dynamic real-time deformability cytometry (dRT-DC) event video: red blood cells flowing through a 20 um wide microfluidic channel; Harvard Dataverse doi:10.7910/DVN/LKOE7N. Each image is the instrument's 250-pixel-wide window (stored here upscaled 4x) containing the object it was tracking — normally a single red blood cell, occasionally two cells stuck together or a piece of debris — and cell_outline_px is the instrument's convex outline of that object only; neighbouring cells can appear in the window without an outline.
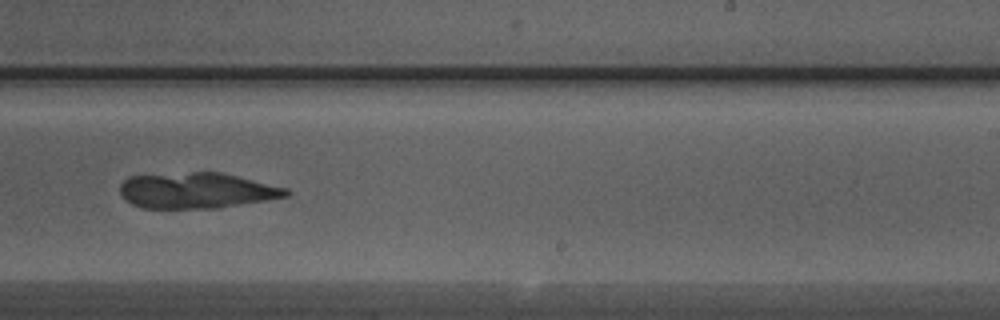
{"species": "Egyptian fruit bat (a non-hibernating species)", "species_latin": "Rousettus aegyptiacus", "temperature_condition": "warm", "stored_images_in_passage": 35, "camera_frame_rate_fps": 3000, "um_per_image_px": 0.085, "animal": {"sex": "male"}, "frame": {"image": 1, "passage_image": 18, "time_ms": 5.667, "image_size_px": [1000, 320], "cell_outline_px": [[292, 192], [288, 196], [268, 200], [220, 208], [144, 208], [132, 204], [124, 200], [120, 196], [120, 184], [128, 176], [192, 172], [220, 172], [288, 188]], "centroid_in_image_um": [16.72, 16.2], "position_along_channel_um": 272.3, "area_um2": 34.85}}
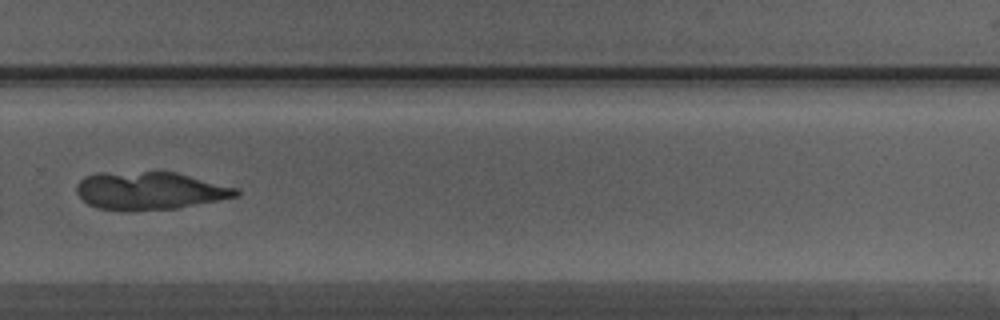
{"frame": {"image": 2, "passage_image": 21, "time_ms": 6.667, "image_size_px": [1000, 320], "cell_outline_px": [[240, 196], [176, 208], [128, 212], [124, 212], [96, 208], [88, 204], [76, 192], [76, 184], [84, 176], [96, 172], [176, 172], [240, 188]], "centroid_in_image_um": [12.72, 16.22], "position_along_channel_um": 317.1, "area_um2": 35.78}}
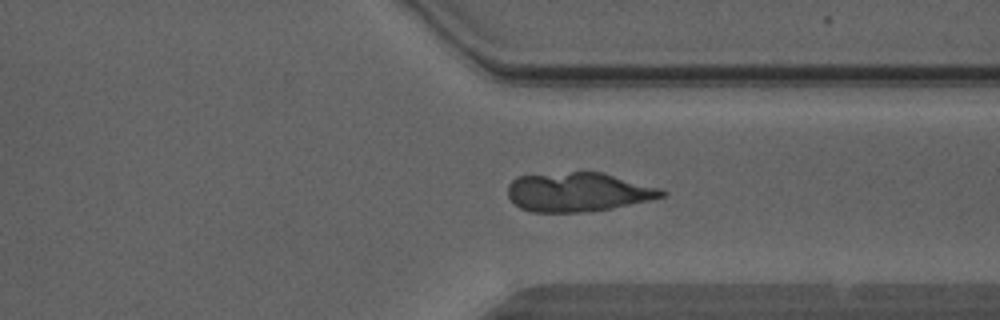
{"frame": {"image": 3, "passage_image": 24, "time_ms": 7.667, "image_size_px": [1000, 320], "cell_outline_px": [[668, 192], [664, 196], [648, 200], [608, 208], [580, 212], [532, 212], [520, 208], [508, 196], [508, 184], [516, 176], [572, 172], [600, 172], [664, 188]], "centroid_in_image_um": [49.14, 16.31], "position_along_channel_um": 362.3, "area_um2": 34.85}}